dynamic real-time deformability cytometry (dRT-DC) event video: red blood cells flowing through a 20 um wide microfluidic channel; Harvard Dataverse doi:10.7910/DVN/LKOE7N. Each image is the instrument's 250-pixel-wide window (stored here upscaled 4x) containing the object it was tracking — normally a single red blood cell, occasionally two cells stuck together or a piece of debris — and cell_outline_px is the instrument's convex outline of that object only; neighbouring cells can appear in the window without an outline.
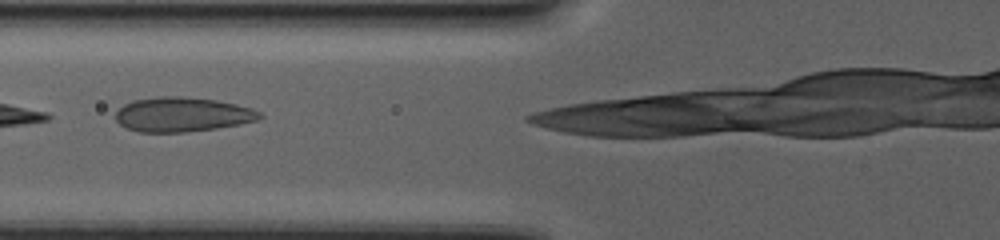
{"species": "human", "species_latin": "Homo sapiens", "temperature_condition": "warm", "stored_images_in_passage": 37, "camera_frame_rate_fps": 3000, "um_per_image_px": 0.085, "donor": {"sex": "male"}, "frame": {"image": 1, "passage_image": 5, "time_ms": 2.333, "image_size_px": [1000, 240], "cell_outline_px": [[264, 116], [256, 120], [240, 124], [216, 128], [184, 132], [140, 132], [128, 128], [120, 124], [116, 120], [116, 112], [124, 104], [132, 100], [160, 96], [180, 96], [216, 100], [236, 104], [252, 108], [260, 112]], "centroid_in_image_um": [15.5, 9.72], "position_along_channel_um": 110.3, "area_um2": 28.9}}